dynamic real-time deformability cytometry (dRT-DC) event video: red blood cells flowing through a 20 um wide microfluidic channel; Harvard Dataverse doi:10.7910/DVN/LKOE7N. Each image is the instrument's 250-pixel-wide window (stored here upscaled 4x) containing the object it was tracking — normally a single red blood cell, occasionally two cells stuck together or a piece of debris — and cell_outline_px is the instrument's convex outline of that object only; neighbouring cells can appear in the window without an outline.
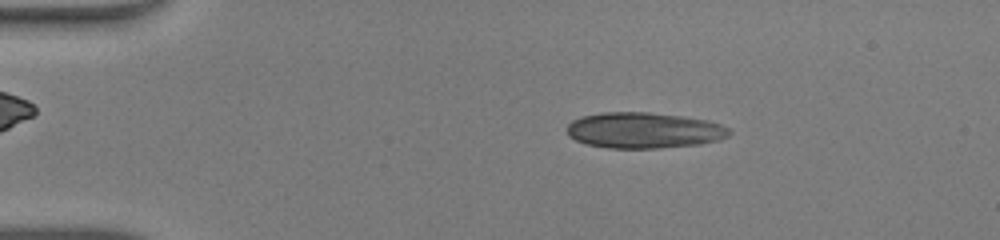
{"species": "human", "species_latin": "Homo sapiens", "temperature_condition": "warm", "stored_images_in_passage": 46, "camera_frame_rate_fps": 3000, "um_per_image_px": 0.085, "donor": {"sex": "male"}, "frame": {"image": 1, "passage_image": 8, "time_ms": 2.333, "image_size_px": [1000, 240], "cell_outline_px": [[732, 132], [728, 136], [720, 140], [700, 144], [660, 148], [608, 148], [584, 144], [568, 136], [568, 124], [572, 120], [584, 116], [600, 112], [648, 112], [684, 116], [708, 120], [720, 124], [728, 128]], "centroid_in_image_um": [54.74, 11.08], "position_along_channel_um": 30.3, "area_um2": 34.16}}
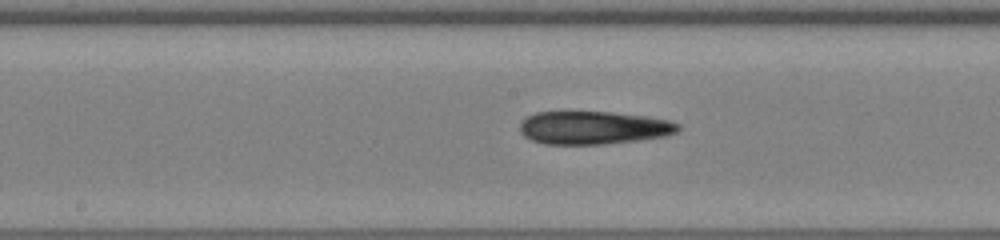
{"frame": {"image": 2, "passage_image": 24, "time_ms": 7.667, "image_size_px": [1000, 240], "cell_outline_px": [[680, 128], [676, 132], [664, 136], [636, 140], [604, 144], [544, 144], [532, 140], [524, 136], [520, 132], [520, 120], [524, 116], [536, 112], [612, 112], [644, 116], [668, 120], [680, 124]], "centroid_in_image_um": [50.38, 10.85], "position_along_channel_um": 197.8, "area_um2": 30.52}}
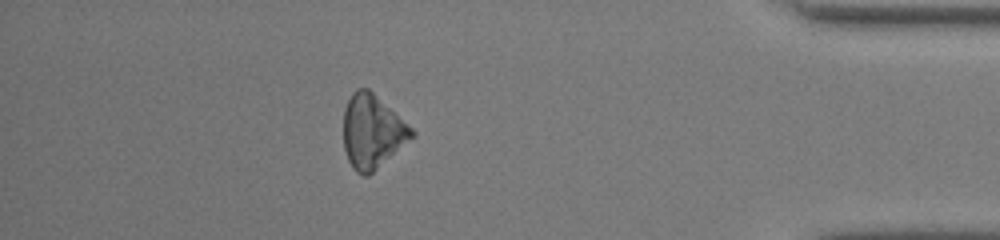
{"frame": {"image": 3, "passage_image": 41, "time_ms": 13.333, "image_size_px": [1000, 240], "cell_outline_px": [[416, 136], [368, 176], [364, 176], [356, 172], [352, 168], [348, 160], [344, 148], [344, 108], [352, 92], [356, 88], [368, 88], [412, 128], [416, 132]], "centroid_in_image_um": [31.64, 11.2], "position_along_channel_um": 403.6, "area_um2": 29.25}}